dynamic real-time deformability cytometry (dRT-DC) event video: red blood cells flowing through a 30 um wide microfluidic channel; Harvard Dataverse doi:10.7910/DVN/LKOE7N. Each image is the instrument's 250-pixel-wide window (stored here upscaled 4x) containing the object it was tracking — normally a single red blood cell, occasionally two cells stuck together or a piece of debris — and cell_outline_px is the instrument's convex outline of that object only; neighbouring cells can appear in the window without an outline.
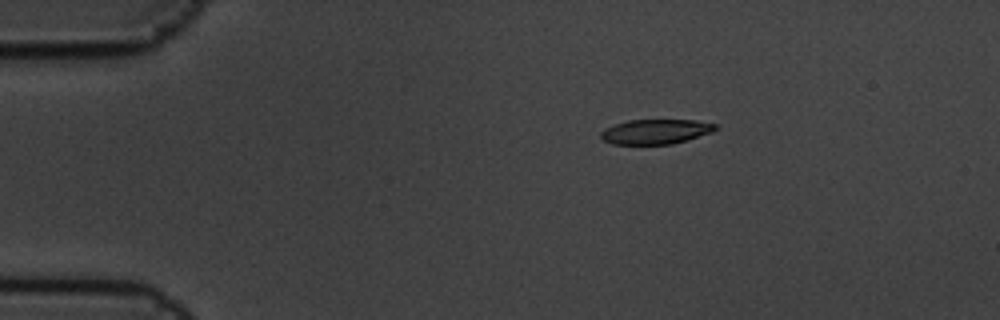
{"species": "common noctule bat (a hibernating species)", "species_latin": "Nyctalus noctula", "temperature_condition": "cold", "stored_images_in_passage": 3, "camera_frame_rate_fps": 3000, "um_per_image_px": 0.085, "animal": {"sex": "male", "body_mass_g": 19.5, "forearm_length_mm": 54.6}, "frame": {"image": 1, "passage_image": 1, "time_ms": 0.0, "image_size_px": [1000, 320], "cell_outline_px": [[720, 128], [712, 132], [688, 140], [672, 144], [612, 144], [604, 140], [600, 136], [600, 132], [604, 128], [628, 120], [696, 120], [716, 124]], "centroid_in_image_um": [55.76, 11.19], "position_along_channel_um": 29.2, "area_um2": 16.65}}